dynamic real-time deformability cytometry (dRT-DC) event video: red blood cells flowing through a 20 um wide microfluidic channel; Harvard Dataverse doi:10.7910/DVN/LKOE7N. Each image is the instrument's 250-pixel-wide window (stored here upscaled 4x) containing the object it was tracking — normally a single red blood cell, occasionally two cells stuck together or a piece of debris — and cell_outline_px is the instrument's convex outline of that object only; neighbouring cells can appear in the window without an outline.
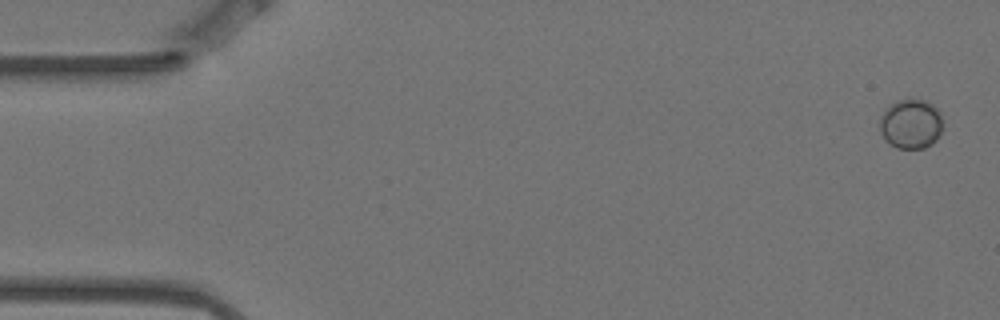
{"species": "Egyptian fruit bat (a non-hibernating species)", "species_latin": "Rousettus aegyptiacus", "temperature_condition": "warm", "stored_images_in_passage": 5, "camera_frame_rate_fps": 3000, "um_per_image_px": 0.085, "animal": {"sex": "female"}, "frame": {"image": 1, "passage_image": 1, "time_ms": 0.0, "image_size_px": [1000, 320], "cell_outline_px": [[940, 132], [936, 140], [932, 144], [924, 148], [896, 148], [884, 140], [880, 132], [880, 116], [884, 108], [896, 100], [908, 96], [928, 100], [940, 112]], "centroid_in_image_um": [77.37, 10.48], "position_along_channel_um": 7.6, "area_um2": 18.73}}
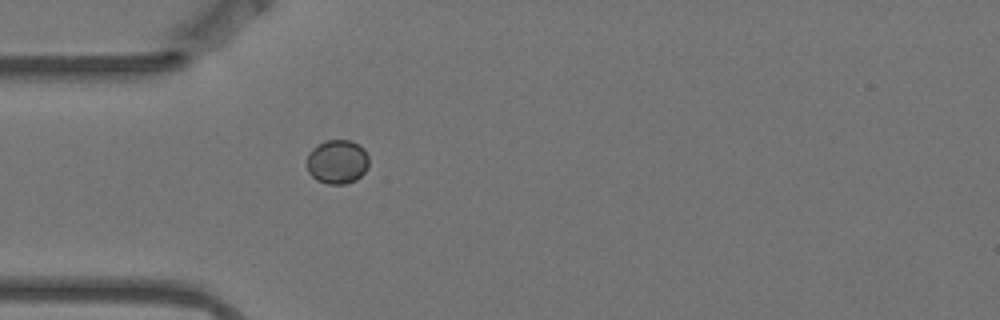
{"frame": {"image": 2, "passage_image": 5, "time_ms": 1.333, "image_size_px": [1000, 320], "cell_outline_px": [[368, 168], [356, 180], [344, 184], [328, 184], [316, 180], [308, 172], [308, 152], [312, 148], [328, 140], [352, 140], [364, 148], [368, 156]], "centroid_in_image_um": [28.68, 13.75], "position_along_channel_um": 56.3, "area_um2": 15.95}}